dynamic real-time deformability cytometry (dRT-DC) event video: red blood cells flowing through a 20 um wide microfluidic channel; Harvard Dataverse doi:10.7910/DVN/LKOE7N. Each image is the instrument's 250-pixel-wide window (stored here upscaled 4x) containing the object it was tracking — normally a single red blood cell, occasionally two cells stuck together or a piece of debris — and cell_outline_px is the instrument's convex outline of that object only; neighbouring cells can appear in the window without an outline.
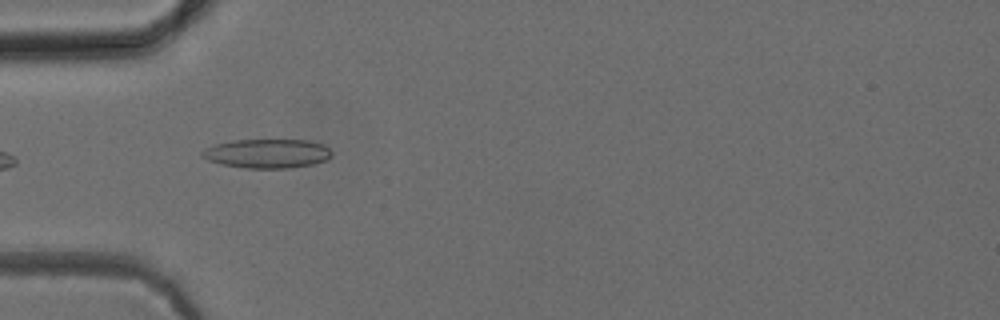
{"species": "common noctule bat (a hibernating species)", "species_latin": "Nyctalus noctula", "temperature_condition": "cold", "stored_images_in_passage": 4, "camera_frame_rate_fps": 3000, "um_per_image_px": 0.085, "animal": {"sex": "female", "body_mass_g": 24.6, "forearm_length_mm": 56.2}, "frame": {"image": 1, "passage_image": 1, "time_ms": 0.0, "image_size_px": [1000, 320], "cell_outline_px": [[332, 156], [328, 160], [312, 164], [288, 168], [248, 168], [220, 164], [208, 160], [200, 156], [200, 152], [216, 144], [232, 140], [308, 140], [324, 144], [332, 152]], "centroid_in_image_um": [22.74, 13.05], "position_along_channel_um": 62.3, "area_um2": 22.02}}